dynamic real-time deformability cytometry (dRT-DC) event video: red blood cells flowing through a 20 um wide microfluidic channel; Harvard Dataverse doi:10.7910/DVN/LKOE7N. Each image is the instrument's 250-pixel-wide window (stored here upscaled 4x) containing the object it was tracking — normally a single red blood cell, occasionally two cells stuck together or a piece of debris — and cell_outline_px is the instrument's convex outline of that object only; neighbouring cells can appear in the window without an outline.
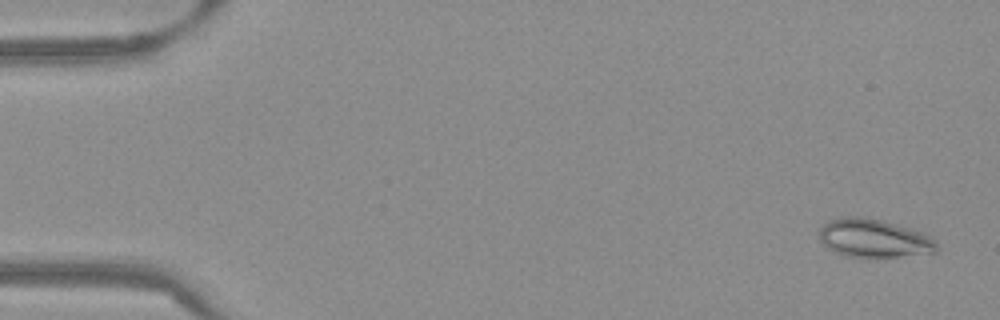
{"species": "Egyptian fruit bat (a non-hibernating species)", "species_latin": "Rousettus aegyptiacus", "temperature_condition": "warm", "stored_images_in_passage": 54, "camera_frame_rate_fps": 3000, "um_per_image_px": 0.085, "frame": {"image": 1, "passage_image": 3, "time_ms": 0.667, "image_size_px": [1000, 320], "cell_outline_px": [[940, 248], [936, 252], [896, 256], [844, 256], [828, 248], [820, 240], [820, 228], [828, 220], [840, 216], [860, 216], [880, 220], [912, 228], [924, 232], [932, 236], [936, 240]], "centroid_in_image_um": [74.32, 20.23], "position_along_channel_um": 10.7, "area_um2": 26.3}}
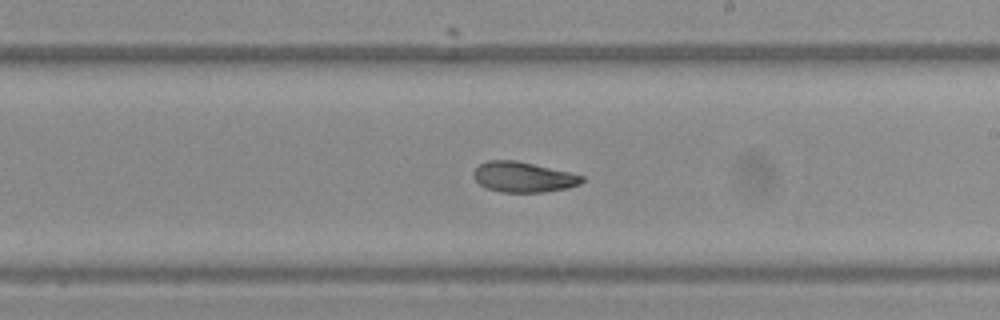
{"frame": {"image": 2, "passage_image": 32, "time_ms": 10.333, "image_size_px": [1000, 320], "cell_outline_px": [[584, 180], [580, 184], [568, 188], [544, 192], [504, 192], [484, 188], [472, 176], [472, 172], [480, 164], [488, 160], [516, 160], [568, 172], [584, 176]], "centroid_in_image_um": [44.46, 15.05], "position_along_channel_um": 244.5, "area_um2": 19.13}}
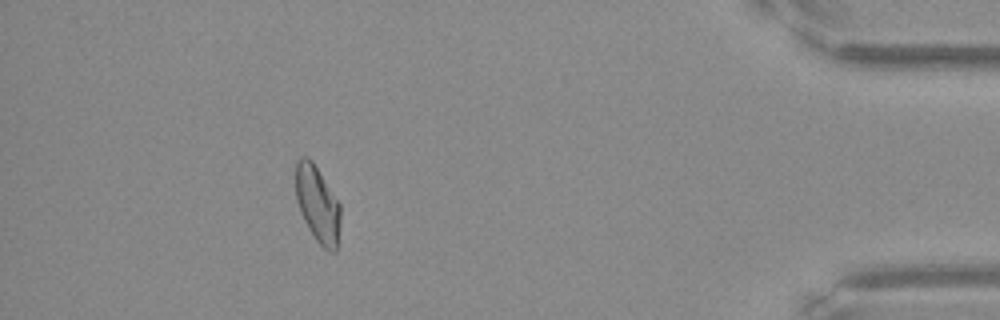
{"frame": {"image": 3, "passage_image": 49, "time_ms": 16.0, "image_size_px": [1000, 320], "cell_outline_px": [[340, 224], [336, 252], [328, 252], [316, 240], [308, 228], [300, 212], [296, 200], [296, 160], [300, 156], [308, 156], [312, 160], [340, 204]], "centroid_in_image_um": [26.98, 17.35], "position_along_channel_um": 408.2, "area_um2": 20.0}, "authors_computed_cell_mechanics": {"area_um2": 20.519, "velocity_mm_per_s": 3.8266, "shape_relaxation_time_tau1_ms": 7.5217, "shape_relaxation_time_tau2_ms": 2.7248, "deformation_change_tau1": 0.1766, "deformation_change_tau2": 0.0774}}